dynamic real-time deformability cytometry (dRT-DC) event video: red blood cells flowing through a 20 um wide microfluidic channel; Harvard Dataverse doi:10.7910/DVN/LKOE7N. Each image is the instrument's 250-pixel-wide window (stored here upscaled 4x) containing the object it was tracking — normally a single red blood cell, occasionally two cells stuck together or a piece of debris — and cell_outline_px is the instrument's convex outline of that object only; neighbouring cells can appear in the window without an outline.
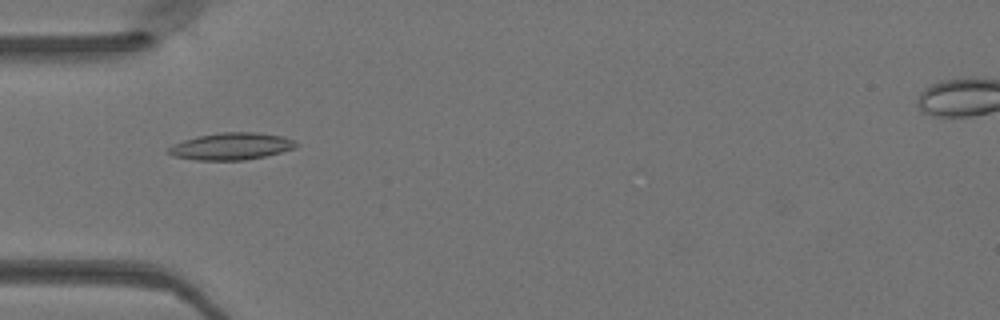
{"species": "Egyptian fruit bat (a non-hibernating species)", "species_latin": "Rousettus aegyptiacus", "temperature_condition": "warm", "stored_images_in_passage": 34, "camera_frame_rate_fps": 3000, "um_per_image_px": 0.085, "animal": {"sex": "female"}, "frame": {"image": 1, "passage_image": 1, "time_ms": 0.0, "image_size_px": [1000, 320], "cell_outline_px": [[300, 144], [296, 148], [264, 156], [244, 160], [196, 160], [172, 156], [168, 152], [168, 148], [172, 144], [196, 136], [220, 132], [256, 132], [284, 136], [296, 140]], "centroid_in_image_um": [19.69, 12.42], "position_along_channel_um": 65.3, "area_um2": 20.29}}
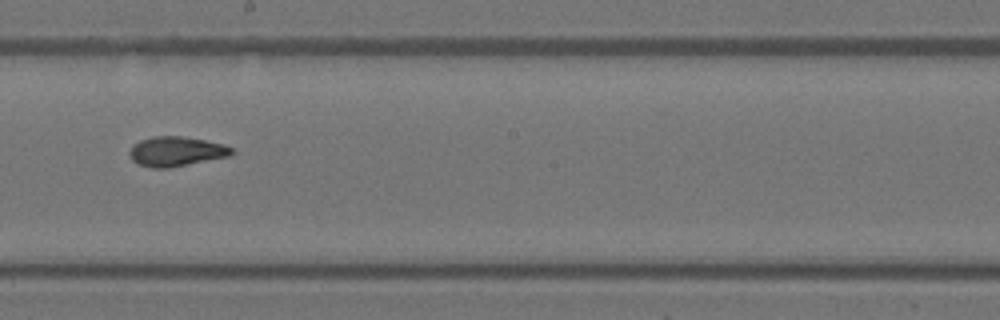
{"frame": {"image": 2, "passage_image": 13, "time_ms": 4.0, "image_size_px": [1000, 320], "cell_outline_px": [[236, 152], [228, 156], [168, 168], [152, 168], [140, 164], [132, 160], [128, 152], [132, 144], [140, 140], [152, 136], [180, 136], [204, 140], [224, 144], [232, 148]], "centroid_in_image_um": [14.95, 12.86], "position_along_channel_um": 233.3, "area_um2": 17.63}}
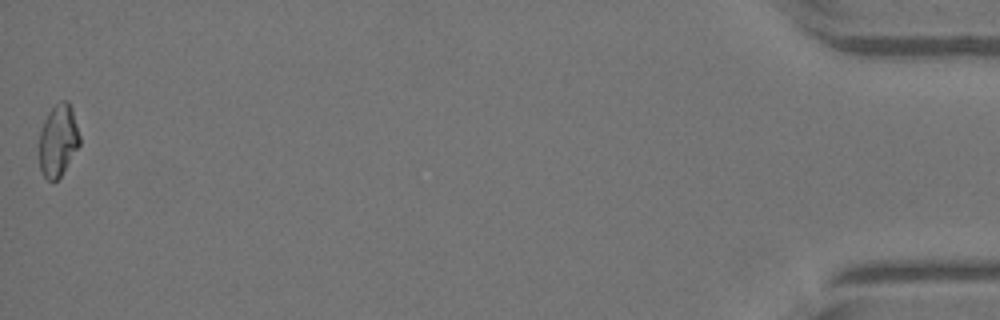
{"frame": {"image": 3, "passage_image": 34, "time_ms": 11.0, "image_size_px": [1000, 320], "cell_outline_px": [[80, 144], [60, 176], [56, 180], [48, 180], [44, 176], [40, 168], [40, 132], [44, 120], [48, 112], [60, 100], [68, 100], [72, 108], [80, 136]], "centroid_in_image_um": [4.95, 11.9], "position_along_channel_um": 430.3, "area_um2": 16.76}}